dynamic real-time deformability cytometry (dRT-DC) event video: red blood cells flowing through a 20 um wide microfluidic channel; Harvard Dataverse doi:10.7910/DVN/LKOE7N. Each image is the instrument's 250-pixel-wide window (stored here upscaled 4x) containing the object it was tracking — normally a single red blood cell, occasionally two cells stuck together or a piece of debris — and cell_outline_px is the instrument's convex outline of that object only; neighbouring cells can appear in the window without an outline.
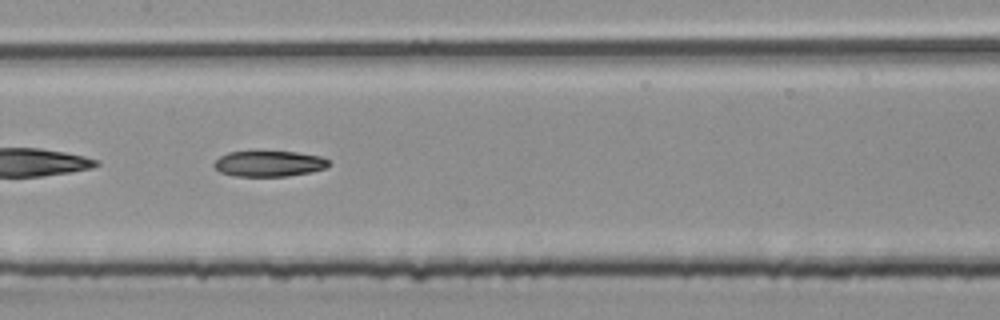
{"species": "common noctule bat (a hibernating species)", "species_latin": "Nyctalus noctula", "temperature_condition": "room temperature", "stored_images_in_passage": 50, "camera_frame_rate_fps": 3000, "um_per_image_px": 0.085, "animal": {"sex": "male", "body_mass_g": 20.4}, "frame": {"image": 1, "passage_image": 25, "time_ms": 8.0, "image_size_px": [1000, 320], "cell_outline_px": [[328, 164], [324, 168], [312, 172], [288, 176], [232, 176], [220, 172], [212, 164], [220, 156], [228, 152], [296, 152], [320, 156], [328, 160]], "centroid_in_image_um": [22.84, 13.92], "position_along_channel_um": 184.6, "area_um2": 17.05}}
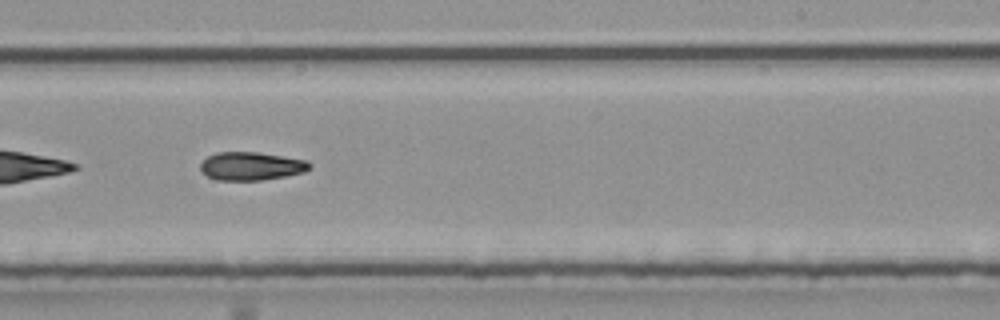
{"frame": {"image": 2, "passage_image": 31, "time_ms": 10.0, "image_size_px": [1000, 320], "cell_outline_px": [[312, 168], [304, 172], [284, 176], [260, 180], [220, 180], [208, 176], [200, 168], [200, 164], [208, 156], [216, 152], [256, 152], [304, 160], [312, 164]], "centroid_in_image_um": [21.36, 14.12], "position_along_channel_um": 267.6, "area_um2": 17.69}}
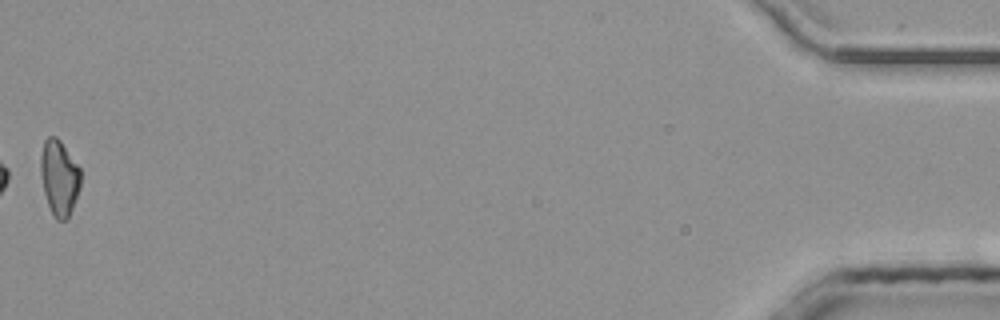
{"frame": {"image": 3, "passage_image": 50, "time_ms": 16.333, "image_size_px": [1000, 320], "cell_outline_px": [[80, 188], [68, 220], [56, 220], [48, 204], [44, 192], [40, 172], [40, 156], [44, 140], [48, 136], [56, 136], [60, 140], [80, 168]], "centroid_in_image_um": [5.03, 15.1], "position_along_channel_um": 430.2, "area_um2": 17.63}, "authors_computed_cell_mechanics": {"area_um2": 18.4093, "velocity_mm_per_s": 4.1698, "shape_relaxation_time_tau1_ms": 4.1942, "shape_relaxation_time_tau2_ms": null, "deformation_change_tau1": 0.1262, "deformation_change_tau2": null}}